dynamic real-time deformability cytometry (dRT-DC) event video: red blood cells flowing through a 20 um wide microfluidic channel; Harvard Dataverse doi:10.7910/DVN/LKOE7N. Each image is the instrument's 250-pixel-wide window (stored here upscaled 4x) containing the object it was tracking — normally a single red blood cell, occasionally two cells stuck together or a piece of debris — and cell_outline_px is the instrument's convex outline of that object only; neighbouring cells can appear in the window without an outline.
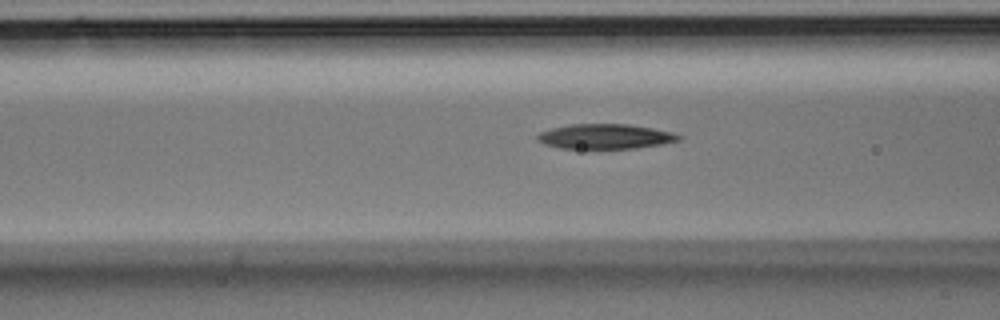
{"species": "Egyptian fruit bat (a non-hibernating species)", "species_latin": "Rousettus aegyptiacus", "temperature_condition": "room temperature", "stored_images_in_passage": 13, "camera_frame_rate_fps": 3000, "um_per_image_px": 0.085, "animal": {"sex": "male"}, "frame": {"image": 1, "passage_image": 4, "time_ms": 1.0, "image_size_px": [1000, 320], "cell_outline_px": [[684, 136], [680, 140], [660, 144], [636, 148], [560, 148], [544, 144], [536, 140], [536, 136], [540, 132], [552, 128], [572, 124], [628, 124], [652, 128], [672, 132]], "centroid_in_image_um": [51.44, 11.59], "position_along_channel_um": 115.2, "area_um2": 20.4}}
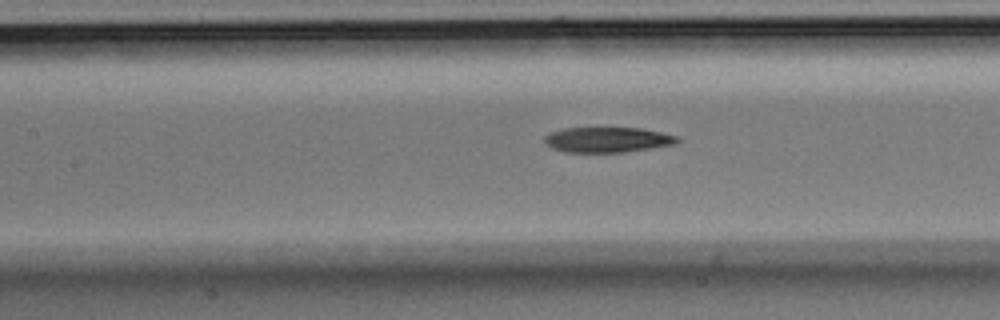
{"frame": {"image": 2, "passage_image": 7, "time_ms": 2.0, "image_size_px": [1000, 320], "cell_outline_px": [[680, 140], [676, 144], [624, 152], [564, 152], [552, 148], [544, 144], [544, 136], [552, 132], [564, 128], [640, 128], [680, 136]], "centroid_in_image_um": [51.64, 11.88], "position_along_channel_um": 155.8, "area_um2": 19.59}}
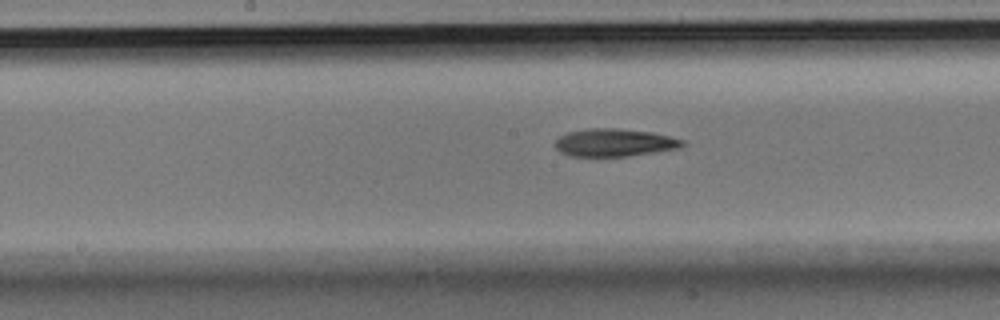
{"frame": {"image": 3, "passage_image": 10, "time_ms": 3.0, "image_size_px": [1000, 320], "cell_outline_px": [[688, 144], [680, 148], [628, 156], [572, 156], [560, 152], [552, 144], [560, 136], [568, 132], [588, 128], [620, 128], [652, 132], [684, 140]], "centroid_in_image_um": [52.23, 12.11], "position_along_channel_um": 196.0, "area_um2": 20.75}}